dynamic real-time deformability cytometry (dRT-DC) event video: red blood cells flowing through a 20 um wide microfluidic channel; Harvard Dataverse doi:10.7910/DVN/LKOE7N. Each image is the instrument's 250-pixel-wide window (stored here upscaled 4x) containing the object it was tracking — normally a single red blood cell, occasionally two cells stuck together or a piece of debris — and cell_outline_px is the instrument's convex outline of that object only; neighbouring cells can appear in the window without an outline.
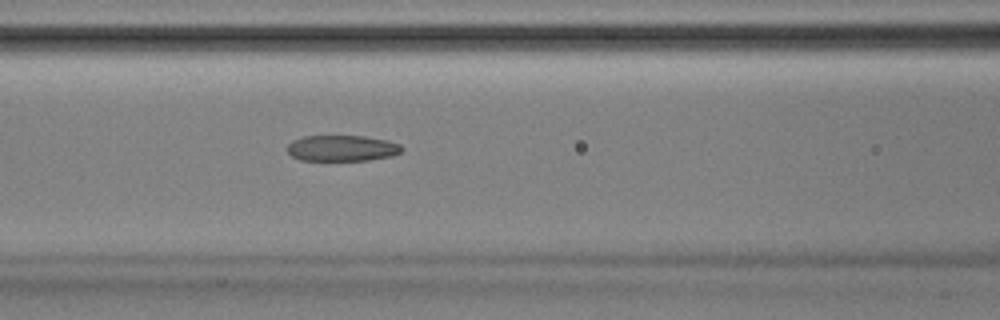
{"species": "Egyptian fruit bat (a non-hibernating species)", "species_latin": "Rousettus aegyptiacus", "temperature_condition": "room temperature", "stored_images_in_passage": 51, "camera_frame_rate_fps": 3000, "um_per_image_px": 0.085, "animal": {"sex": "male"}, "frame": {"image": 1, "passage_image": 22, "time_ms": 7.0, "image_size_px": [1000, 320], "cell_outline_px": [[404, 148], [400, 152], [392, 156], [368, 160], [300, 160], [292, 156], [288, 152], [288, 144], [292, 140], [304, 136], [364, 136], [384, 140], [400, 144]], "centroid_in_image_um": [29.06, 12.6], "position_along_channel_um": 137.5, "area_um2": 17.22}}
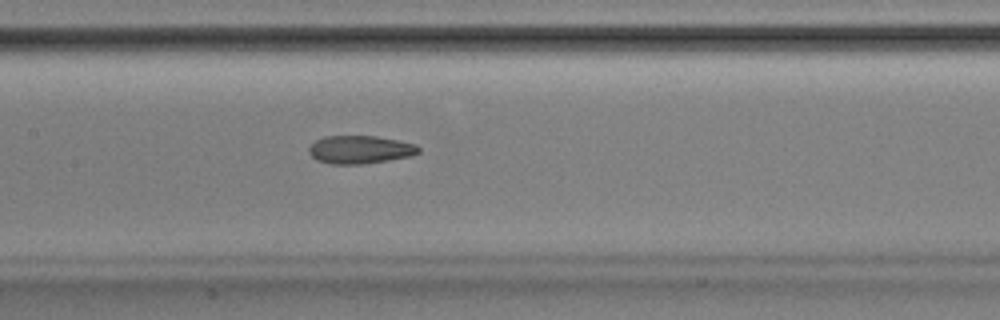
{"frame": {"image": 2, "passage_image": 25, "time_ms": 8.0, "image_size_px": [1000, 320], "cell_outline_px": [[420, 152], [412, 156], [388, 160], [360, 164], [332, 164], [316, 160], [308, 152], [308, 148], [316, 140], [324, 136], [376, 136], [400, 140], [416, 144], [420, 148]], "centroid_in_image_um": [30.62, 12.71], "position_along_channel_um": 176.8, "area_um2": 18.03}}
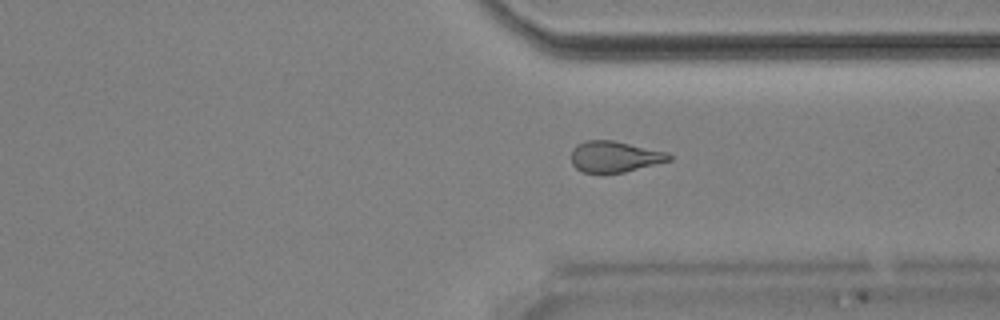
{"frame": {"image": 3, "passage_image": 39, "time_ms": 12.667, "image_size_px": [1000, 320], "cell_outline_px": [[672, 160], [624, 172], [584, 172], [576, 168], [572, 164], [572, 148], [576, 144], [588, 140], [612, 140], [668, 152], [672, 156]], "centroid_in_image_um": [52.25, 13.3], "position_along_channel_um": 359.1, "area_um2": 17.57}, "authors_computed_cell_mechanics": {"area_um2": 18.1492, "velocity_mm_per_s": 3.9089, "shape_relaxation_time_tau1_ms": 5.1743, "shape_relaxation_time_tau2_ms": 3.3464, "deformation_change_tau1": 0.1593, "deformation_change_tau2": 0.1328}}